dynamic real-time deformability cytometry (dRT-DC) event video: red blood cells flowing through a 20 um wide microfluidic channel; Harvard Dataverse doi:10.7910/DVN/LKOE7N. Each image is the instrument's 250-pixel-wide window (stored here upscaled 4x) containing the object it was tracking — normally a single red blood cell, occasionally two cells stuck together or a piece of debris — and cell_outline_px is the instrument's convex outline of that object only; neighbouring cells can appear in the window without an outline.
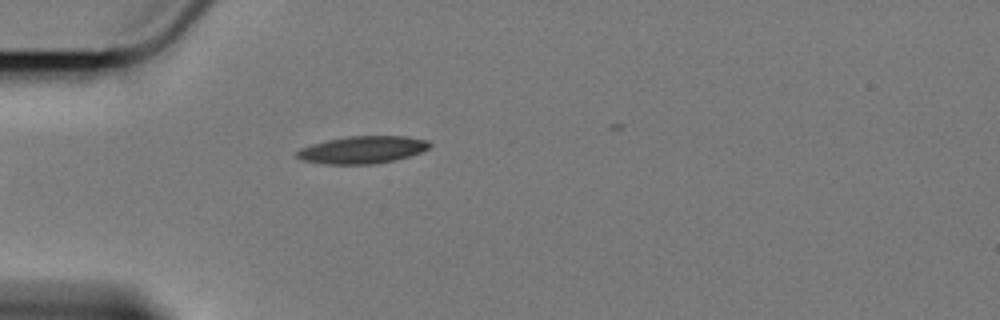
{"species": "Egyptian fruit bat (a non-hibernating species)", "species_latin": "Rousettus aegyptiacus", "temperature_condition": "cold", "stored_images_in_passage": 2, "camera_frame_rate_fps": 3000, "um_per_image_px": 0.085, "animal": {"sex": "female"}, "frame": {"image": 1, "passage_image": 1, "time_ms": 0.0, "image_size_px": [1000, 320], "cell_outline_px": [[432, 144], [428, 148], [420, 152], [396, 160], [372, 164], [324, 164], [300, 160], [296, 156], [296, 152], [300, 148], [312, 144], [328, 140], [348, 136], [408, 136], [428, 140]], "centroid_in_image_um": [30.8, 12.73], "position_along_channel_um": 54.2, "area_um2": 21.21}}